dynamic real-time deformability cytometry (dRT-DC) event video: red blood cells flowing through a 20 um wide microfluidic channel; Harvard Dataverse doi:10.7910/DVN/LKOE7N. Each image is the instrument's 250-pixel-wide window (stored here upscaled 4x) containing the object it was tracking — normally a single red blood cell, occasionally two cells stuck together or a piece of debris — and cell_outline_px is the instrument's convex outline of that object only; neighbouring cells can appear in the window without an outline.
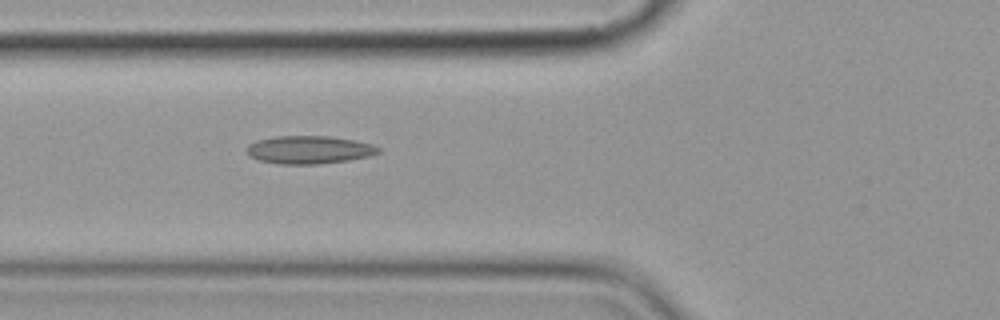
{"species": "common noctule bat (a hibernating species)", "species_latin": "Nyctalus noctula", "temperature_condition": "cold", "stored_images_in_passage": 6, "camera_frame_rate_fps": 3000, "um_per_image_px": 0.085, "animal": {"sex": "female", "body_mass_g": 19.9}, "frame": {"image": 1, "passage_image": 6, "time_ms": 6.667, "image_size_px": [1000, 320], "cell_outline_px": [[380, 152], [372, 156], [348, 160], [320, 164], [280, 164], [260, 160], [252, 156], [248, 152], [248, 144], [256, 140], [276, 136], [328, 136], [352, 140], [372, 144], [380, 148]], "centroid_in_image_um": [26.31, 12.73], "position_along_channel_um": 99.5, "area_um2": 21.33}}